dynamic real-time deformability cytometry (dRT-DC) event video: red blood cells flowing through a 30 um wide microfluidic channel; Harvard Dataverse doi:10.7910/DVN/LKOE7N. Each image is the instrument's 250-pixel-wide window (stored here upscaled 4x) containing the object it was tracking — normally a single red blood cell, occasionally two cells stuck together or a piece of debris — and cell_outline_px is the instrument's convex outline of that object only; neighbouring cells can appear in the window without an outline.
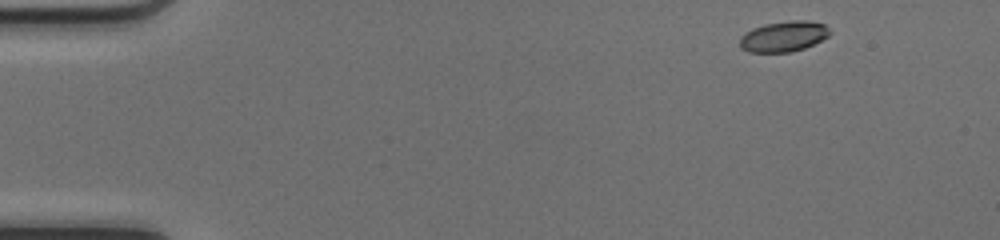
{"species": "common noctule bat (a hibernating species)", "species_latin": "Nyctalus noctula", "temperature_condition": "cold", "stored_images_in_passage": 46, "camera_frame_rate_fps": 3000, "um_per_image_px": 0.085, "animal": {"sex": "female", "body_mass_g": 17.0, "forearm_length_mm": 48.0}, "frame": {"image": 1, "passage_image": 1, "time_ms": 0.0, "image_size_px": [1000, 240], "cell_outline_px": [[832, 32], [828, 36], [804, 48], [792, 52], [748, 52], [740, 48], [740, 36], [744, 32], [752, 28], [764, 24], [792, 20], [808, 20], [824, 24]], "centroid_in_image_um": [66.58, 3.09], "position_along_channel_um": 18.4, "area_um2": 16.13}}
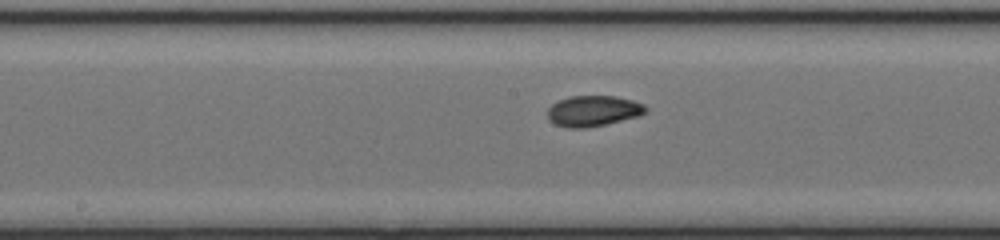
{"frame": {"image": 2, "passage_image": 22, "time_ms": 7.0, "image_size_px": [1000, 240], "cell_outline_px": [[648, 108], [640, 116], [604, 124], [584, 128], [568, 128], [556, 124], [548, 120], [548, 108], [552, 104], [568, 96], [616, 96], [632, 100], [644, 104]], "centroid_in_image_um": [50.42, 9.42], "position_along_channel_um": 197.8, "area_um2": 17.51}}
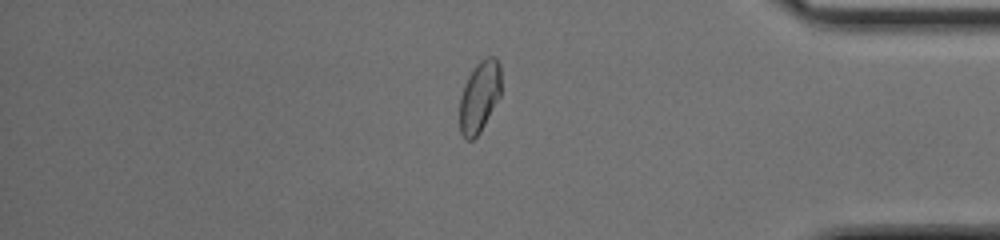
{"frame": {"image": 3, "passage_image": 38, "time_ms": 12.333, "image_size_px": [1000, 240], "cell_outline_px": [[500, 96], [480, 132], [472, 140], [464, 140], [460, 132], [460, 96], [464, 84], [472, 68], [480, 60], [488, 56], [496, 56], [500, 64]], "centroid_in_image_um": [40.74, 8.2], "position_along_channel_um": 394.5, "area_um2": 17.34}, "authors_computed_cell_mechanics": {"area_um2": 17.1666, "velocity_mm_per_s": 4.173, "shape_relaxation_time_tau1_ms": null, "shape_relaxation_time_tau2_ms": 3.4298, "deformation_change_tau1": null, "deformation_change_tau2": 0.0636}}